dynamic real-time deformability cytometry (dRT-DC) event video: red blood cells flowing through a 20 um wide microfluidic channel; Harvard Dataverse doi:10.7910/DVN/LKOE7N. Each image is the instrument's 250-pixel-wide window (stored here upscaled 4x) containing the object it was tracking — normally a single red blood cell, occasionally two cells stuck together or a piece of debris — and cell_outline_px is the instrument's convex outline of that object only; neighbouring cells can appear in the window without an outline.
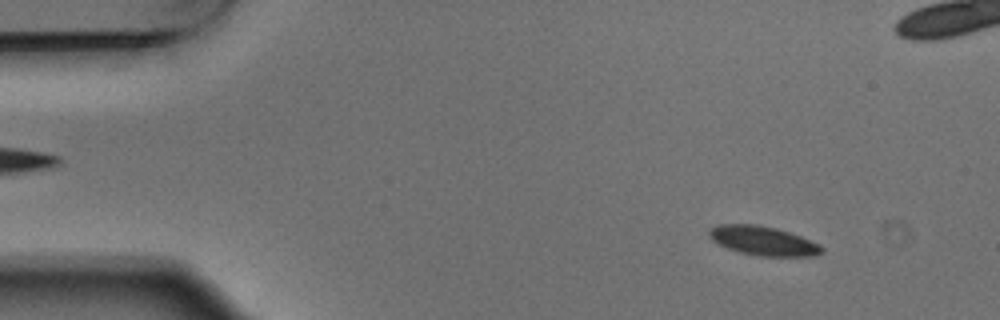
{"species": "Egyptian fruit bat (a non-hibernating species)", "species_latin": "Rousettus aegyptiacus", "temperature_condition": "warm", "stored_images_in_passage": 4, "camera_frame_rate_fps": 3000, "um_per_image_px": 0.085, "animal": {"sex": "male"}, "frame": {"image": 1, "passage_image": 1, "time_ms": 0.0, "image_size_px": [1000, 320], "cell_outline_px": [[824, 252], [816, 256], [756, 256], [740, 252], [728, 248], [712, 240], [708, 236], [708, 232], [716, 224], [756, 224], [776, 228], [800, 236], [820, 244], [824, 248]], "centroid_in_image_um": [64.88, 20.47], "position_along_channel_um": 20.1, "area_um2": 19.19}}